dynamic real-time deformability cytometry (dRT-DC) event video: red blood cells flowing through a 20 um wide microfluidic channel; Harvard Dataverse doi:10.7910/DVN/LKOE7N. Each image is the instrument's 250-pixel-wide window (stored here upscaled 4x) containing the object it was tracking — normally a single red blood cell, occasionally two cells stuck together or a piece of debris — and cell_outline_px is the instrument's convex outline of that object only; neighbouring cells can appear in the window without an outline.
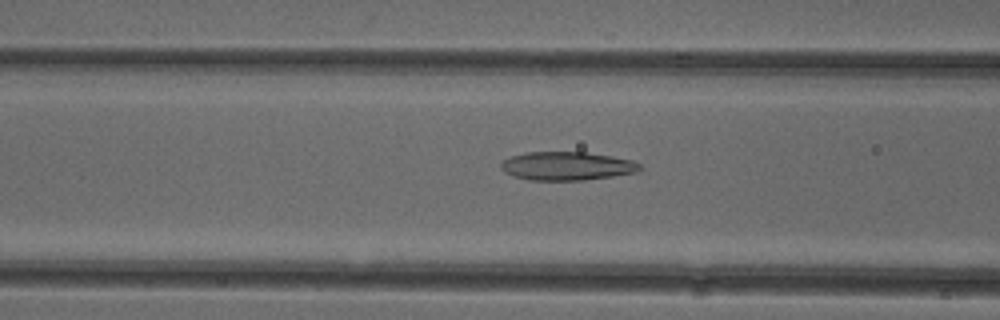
{"species": "common noctule bat (a hibernating species)", "species_latin": "Nyctalus noctula", "temperature_condition": "cold", "stored_images_in_passage": 51, "camera_frame_rate_fps": 3000, "um_per_image_px": 0.085, "animal": {"sex": "female"}, "frame": {"image": 1, "passage_image": 20, "time_ms": 6.333, "image_size_px": [1000, 320], "cell_outline_px": [[640, 168], [636, 172], [612, 176], [584, 180], [528, 180], [512, 176], [504, 172], [500, 168], [500, 164], [508, 156], [524, 152], [584, 152], [612, 156], [632, 160], [640, 164]], "centroid_in_image_um": [48.12, 14.11], "position_along_channel_um": 118.5, "area_um2": 23.18}}
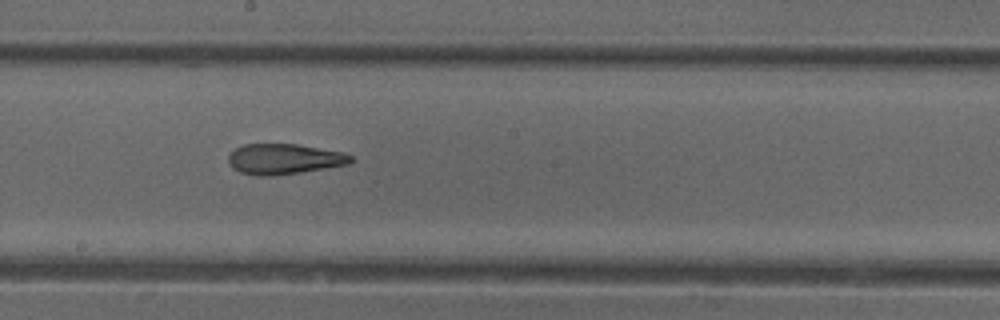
{"frame": {"image": 2, "passage_image": 28, "time_ms": 9.0, "image_size_px": [1000, 320], "cell_outline_px": [[356, 160], [348, 164], [300, 172], [272, 176], [256, 176], [240, 172], [232, 168], [228, 164], [228, 156], [236, 148], [244, 144], [296, 144], [344, 152], [352, 156]], "centroid_in_image_um": [24.14, 13.52], "position_along_channel_um": 224.1, "area_um2": 21.79}}
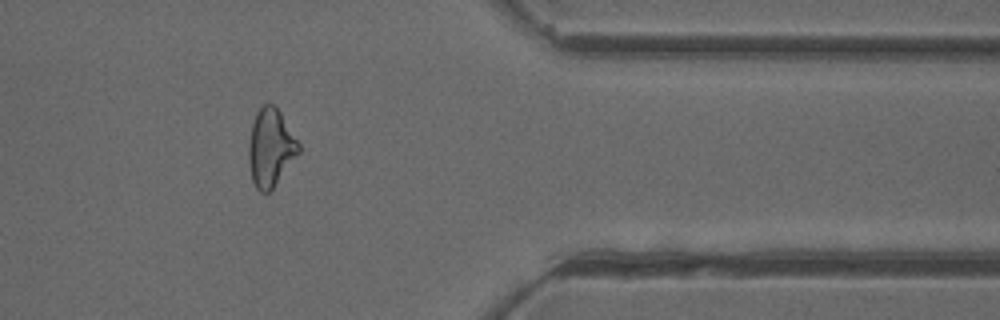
{"frame": {"image": 3, "passage_image": 42, "time_ms": 13.667, "image_size_px": [1000, 320], "cell_outline_px": [[300, 152], [272, 188], [268, 192], [260, 192], [256, 188], [252, 180], [248, 160], [248, 144], [252, 124], [256, 112], [268, 100], [280, 112], [300, 144]], "centroid_in_image_um": [22.98, 12.53], "position_along_channel_um": 388.4, "area_um2": 22.54}, "authors_computed_cell_mechanics": {"area_um2": 23.5824, "velocity_mm_per_s": 3.9494, "shape_relaxation_time_tau1_ms": null, "shape_relaxation_time_tau2_ms": 2.5291, "deformation_change_tau1": null, "deformation_change_tau2": 0.1073}}